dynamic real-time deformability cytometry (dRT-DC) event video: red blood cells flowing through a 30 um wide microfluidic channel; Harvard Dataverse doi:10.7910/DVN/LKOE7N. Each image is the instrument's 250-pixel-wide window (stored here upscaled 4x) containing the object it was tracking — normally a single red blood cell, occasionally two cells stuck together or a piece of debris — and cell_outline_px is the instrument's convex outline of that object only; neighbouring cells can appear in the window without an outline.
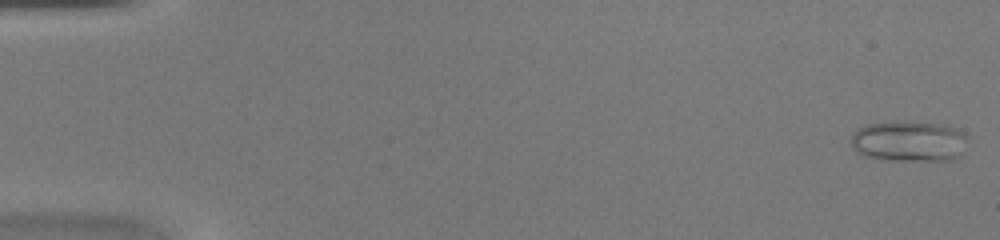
{"species": "common noctule bat (a hibernating species)", "species_latin": "Nyctalus noctula", "temperature_condition": "warm", "stored_images_in_passage": 42, "camera_frame_rate_fps": 3000, "um_per_image_px": 0.085, "animal": {"sex": "female", "body_mass_g": 20.0, "forearm_length_mm": 54.0}, "frame": {"image": 1, "passage_image": 1, "time_ms": 0.0, "image_size_px": [1000, 240], "cell_outline_px": [[964, 136], [960, 156], [952, 160], [884, 160], [864, 156], [852, 148], [852, 136], [856, 128], [868, 124], [944, 124], [960, 128]], "centroid_in_image_um": [77.23, 12.05], "position_along_channel_um": 7.8, "area_um2": 26.76}}
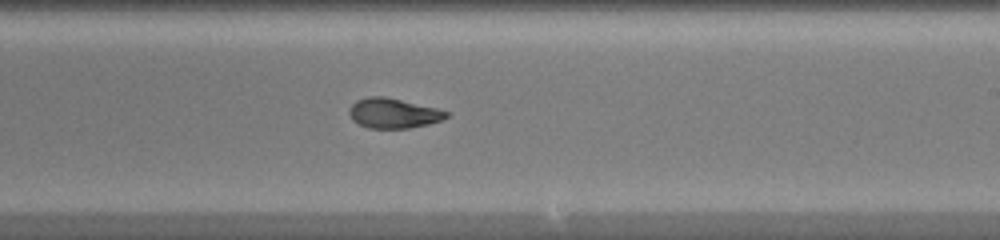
{"frame": {"image": 2, "passage_image": 28, "time_ms": 9.0, "image_size_px": [1000, 240], "cell_outline_px": [[448, 116], [440, 120], [428, 124], [408, 128], [368, 128], [352, 120], [348, 112], [348, 108], [356, 100], [368, 96], [384, 96], [436, 108], [448, 112]], "centroid_in_image_um": [33.38, 9.62], "position_along_channel_um": 255.6, "area_um2": 16.82}}
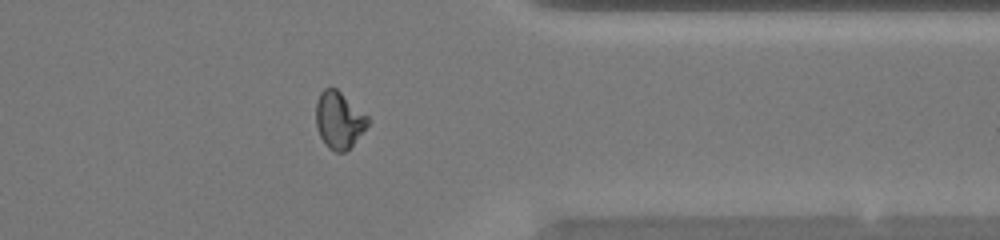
{"frame": {"image": 3, "passage_image": 37, "time_ms": 12.0, "image_size_px": [1000, 240], "cell_outline_px": [[372, 120], [352, 144], [344, 152], [336, 152], [328, 148], [324, 144], [320, 136], [316, 124], [316, 100], [320, 92], [324, 88], [336, 88], [368, 116]], "centroid_in_image_um": [28.8, 10.19], "position_along_channel_um": 382.6, "area_um2": 17.11}}